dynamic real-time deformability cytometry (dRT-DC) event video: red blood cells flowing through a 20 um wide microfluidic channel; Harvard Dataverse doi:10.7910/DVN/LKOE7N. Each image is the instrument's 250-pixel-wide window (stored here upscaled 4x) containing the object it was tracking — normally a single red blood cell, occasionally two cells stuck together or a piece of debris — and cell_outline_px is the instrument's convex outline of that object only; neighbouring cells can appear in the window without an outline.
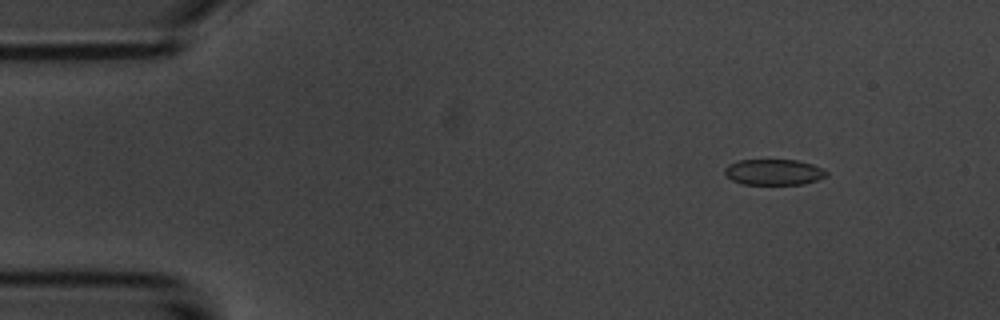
{"species": "common noctule bat (a hibernating species)", "species_latin": "Nyctalus noctula", "temperature_condition": "room temperature", "stored_images_in_passage": 8, "camera_frame_rate_fps": 3000, "um_per_image_px": 0.085, "animal": {"sex": "male", "body_mass_g": 20.1, "forearm_length_mm": 53.5}, "frame": {"image": 1, "passage_image": 2, "time_ms": 1.0, "image_size_px": [1000, 320], "cell_outline_px": [[828, 176], [804, 184], [744, 184], [732, 180], [724, 172], [724, 168], [728, 164], [740, 160], [796, 160], [812, 164], [828, 172]], "centroid_in_image_um": [65.77, 14.63], "position_along_channel_um": 19.2, "area_um2": 15.2}}
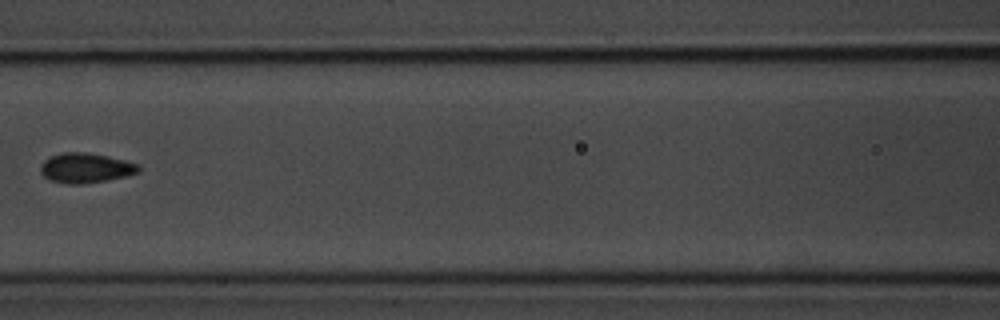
{"frame": {"image": 2, "passage_image": 7, "time_ms": 7.0, "image_size_px": [1000, 320], "cell_outline_px": [[140, 172], [124, 176], [84, 184], [68, 184], [52, 180], [44, 176], [40, 172], [40, 168], [44, 160], [52, 156], [64, 152], [84, 152], [108, 156], [140, 164]], "centroid_in_image_um": [7.29, 14.27], "position_along_channel_um": 159.3, "area_um2": 16.88}}
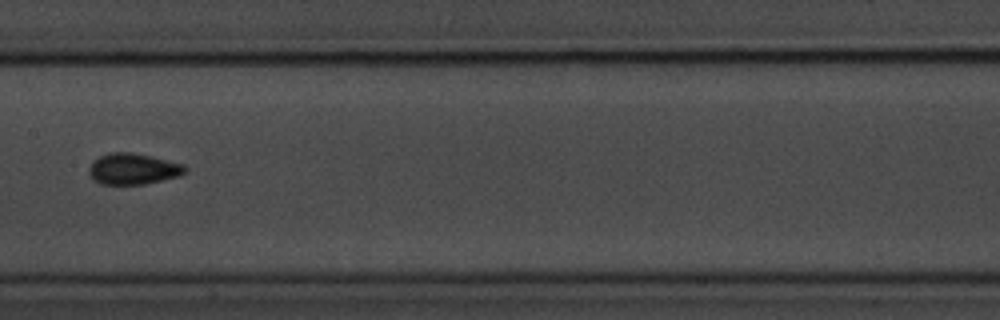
{"frame": {"image": 3, "passage_image": 8, "time_ms": 8.0, "image_size_px": [1000, 320], "cell_outline_px": [[188, 168], [180, 176], [144, 184], [100, 184], [92, 180], [88, 172], [88, 168], [92, 160], [108, 152], [132, 152], [152, 156], [184, 164]], "centroid_in_image_um": [11.28, 14.35], "position_along_channel_um": 196.1, "area_um2": 17.69}}